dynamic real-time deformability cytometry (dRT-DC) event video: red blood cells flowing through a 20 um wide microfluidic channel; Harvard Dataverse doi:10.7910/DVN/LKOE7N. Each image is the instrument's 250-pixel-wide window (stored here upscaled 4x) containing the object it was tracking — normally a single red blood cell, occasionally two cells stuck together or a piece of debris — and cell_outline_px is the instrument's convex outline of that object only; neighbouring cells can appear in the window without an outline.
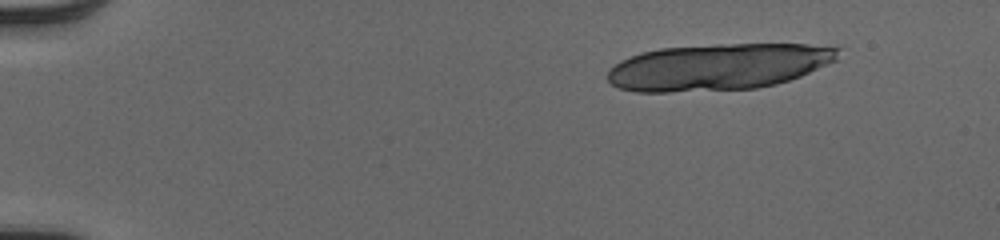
{"species": "human", "species_latin": "Homo sapiens", "temperature_condition": "cold", "stored_images_in_passage": 16, "camera_frame_rate_fps": 3000, "um_per_image_px": 0.085, "donor": {"sex": "male"}, "frame": {"image": 1, "passage_image": 1, "time_ms": 0.0, "image_size_px": [1000, 240], "cell_outline_px": [[840, 48], [836, 60], [800, 76], [776, 84], [756, 88], [668, 92], [636, 92], [620, 88], [612, 84], [608, 80], [608, 72], [620, 60], [640, 52], [660, 48], [716, 44], [808, 44]], "centroid_in_image_um": [61.02, 5.67], "position_along_channel_um": 24.0, "area_um2": 62.25}}
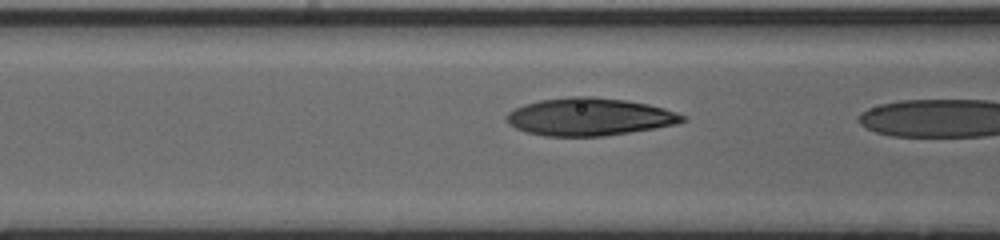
{"frame": {"image": 2, "passage_image": 15, "time_ms": 4.667, "image_size_px": [1000, 240], "cell_outline_px": [[688, 120], [676, 124], [656, 128], [604, 136], [544, 136], [524, 132], [508, 124], [504, 116], [508, 112], [524, 104], [540, 100], [572, 96], [592, 96], [628, 100], [648, 104], [664, 108], [688, 116]], "centroid_in_image_um": [50.11, 9.93], "position_along_channel_um": 116.5, "area_um2": 38.96}}